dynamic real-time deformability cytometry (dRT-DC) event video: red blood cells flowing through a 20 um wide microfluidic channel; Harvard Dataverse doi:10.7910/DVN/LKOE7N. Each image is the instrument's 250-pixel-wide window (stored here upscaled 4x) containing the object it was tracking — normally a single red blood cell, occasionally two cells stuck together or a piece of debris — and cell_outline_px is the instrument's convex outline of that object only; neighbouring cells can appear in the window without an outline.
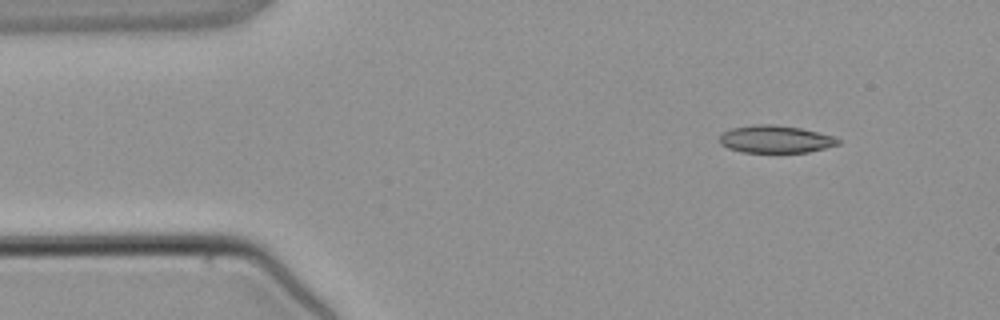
{"species": "common noctule bat (a hibernating species)", "species_latin": "Nyctalus noctula", "temperature_condition": "warm", "stored_images_in_passage": 4, "camera_frame_rate_fps": 3000, "um_per_image_px": 0.085, "animal": {"sex": "male", "body_mass_g": 21.5, "forearm_length_mm": 52.0}, "frame": {"image": 1, "passage_image": 2, "time_ms": 1.333, "image_size_px": [1000, 320], "cell_outline_px": [[840, 144], [808, 152], [744, 152], [728, 148], [720, 144], [720, 136], [724, 132], [732, 128], [756, 124], [776, 124], [800, 128], [832, 136], [840, 140]], "centroid_in_image_um": [65.9, 11.83], "position_along_channel_um": 19.1, "area_um2": 18.79}}
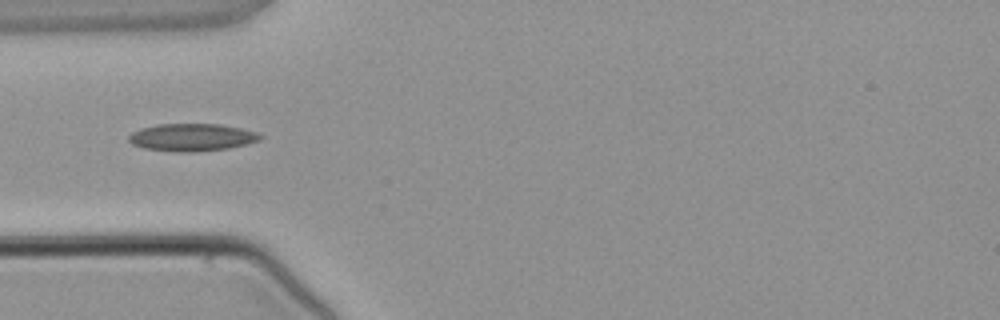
{"frame": {"image": 2, "passage_image": 4, "time_ms": 4.0, "image_size_px": [1000, 320], "cell_outline_px": [[264, 136], [260, 140], [248, 144], [228, 148], [192, 152], [176, 152], [144, 148], [132, 144], [128, 140], [128, 136], [132, 132], [140, 128], [156, 124], [220, 124], [240, 128], [256, 132]], "centroid_in_image_um": [16.3, 11.67], "position_along_channel_um": 68.7, "area_um2": 21.15}}